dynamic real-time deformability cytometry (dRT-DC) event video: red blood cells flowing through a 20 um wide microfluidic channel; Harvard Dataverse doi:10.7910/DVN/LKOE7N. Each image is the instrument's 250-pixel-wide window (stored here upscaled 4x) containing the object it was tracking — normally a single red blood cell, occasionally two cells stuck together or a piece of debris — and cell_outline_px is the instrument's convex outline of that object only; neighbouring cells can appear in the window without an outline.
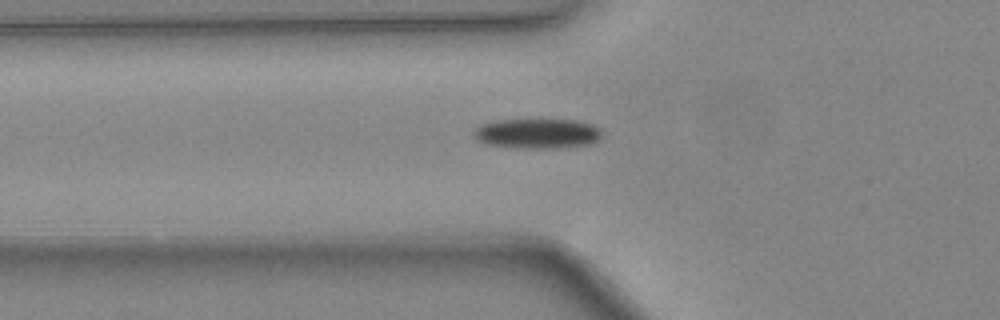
{"species": "common noctule bat (a hibernating species)", "species_latin": "Nyctalus noctula", "temperature_condition": "warm", "stored_images_in_passage": 32, "segment_of_instrument_passage": [1, 2], "camera_frame_rate_fps": 3000, "um_per_image_px": 0.085, "animal": {"sex": "female", "body_mass_g": 24.6, "forearm_length_mm": 56.2}, "frame": {"image": 1, "passage_image": 2, "time_ms": 0.333, "image_size_px": [1000, 320], "cell_outline_px": [[600, 140], [592, 144], [560, 148], [516, 148], [484, 144], [476, 140], [472, 136], [472, 132], [476, 128], [492, 120], [580, 120], [592, 124], [600, 128]], "centroid_in_image_um": [45.66, 11.36], "position_along_channel_um": 80.1, "area_um2": 22.72}}
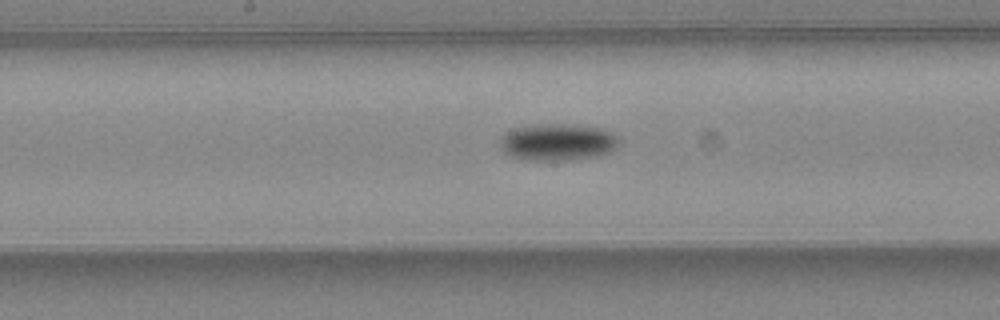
{"frame": {"image": 2, "passage_image": 10, "time_ms": 3.0, "image_size_px": [1000, 320], "cell_outline_px": [[620, 144], [612, 152], [600, 156], [572, 160], [524, 160], [512, 156], [504, 152], [500, 148], [500, 136], [512, 128], [548, 124], [564, 124], [604, 128], [620, 136]], "centroid_in_image_um": [47.46, 12.09], "position_along_channel_um": 200.7, "area_um2": 26.07}}
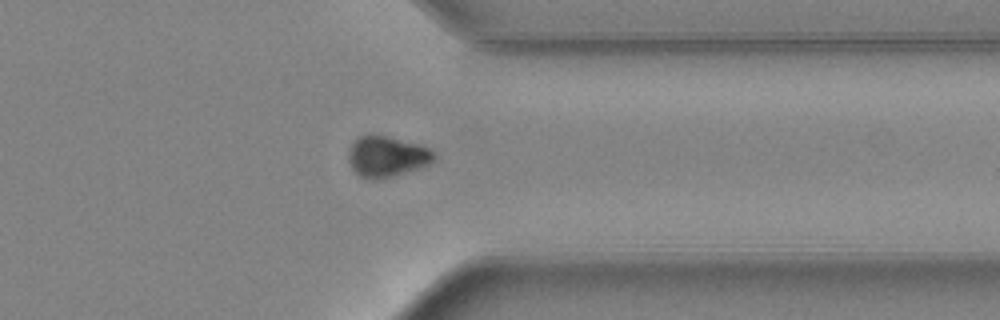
{"frame": {"image": 3, "passage_image": 22, "time_ms": 7.0, "image_size_px": [1000, 320], "cell_outline_px": [[436, 160], [432, 164], [420, 168], [392, 176], [376, 180], [372, 180], [360, 176], [352, 168], [348, 160], [348, 152], [356, 136], [368, 132], [388, 136], [420, 144], [432, 148], [436, 152]], "centroid_in_image_um": [32.91, 13.27], "position_along_channel_um": 378.5, "area_um2": 21.1}}